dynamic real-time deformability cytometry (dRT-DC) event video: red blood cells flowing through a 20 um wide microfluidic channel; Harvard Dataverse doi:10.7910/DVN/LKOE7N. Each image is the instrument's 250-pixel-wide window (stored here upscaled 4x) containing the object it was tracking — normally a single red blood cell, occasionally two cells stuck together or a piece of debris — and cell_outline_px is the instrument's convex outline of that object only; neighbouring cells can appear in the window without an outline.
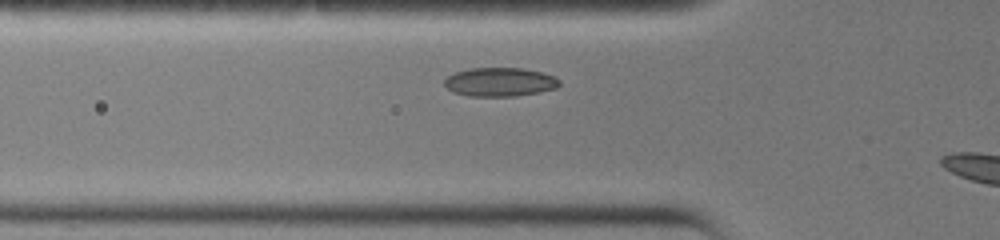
{"species": "common noctule bat (a hibernating species)", "species_latin": "Nyctalus noctula", "temperature_condition": "warm", "stored_images_in_passage": 16, "camera_frame_rate_fps": 3000, "um_per_image_px": 0.085, "animal": {"sex": "female", "body_mass_g": 19.0, "forearm_length_mm": 51.5}, "frame": {"image": 1, "passage_image": 2, "time_ms": 0.333, "image_size_px": [1000, 240], "cell_outline_px": [[560, 84], [556, 88], [540, 92], [516, 96], [468, 96], [452, 92], [444, 84], [444, 80], [452, 72], [468, 68], [524, 68], [544, 72], [556, 76], [560, 80]], "centroid_in_image_um": [42.5, 6.96], "position_along_channel_um": 83.3, "area_um2": 19.65}}
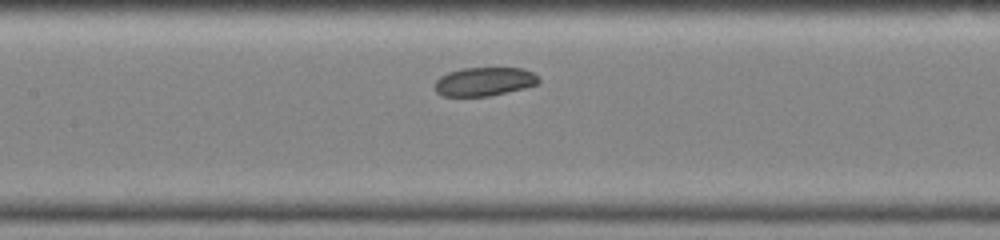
{"frame": {"image": 2, "passage_image": 7, "time_ms": 2.0, "image_size_px": [1000, 240], "cell_outline_px": [[540, 84], [524, 88], [488, 96], [444, 96], [436, 92], [432, 88], [432, 84], [440, 76], [448, 72], [460, 68], [524, 68], [536, 72], [540, 76]], "centroid_in_image_um": [41.18, 6.92], "position_along_channel_um": 166.2, "area_um2": 17.8}}
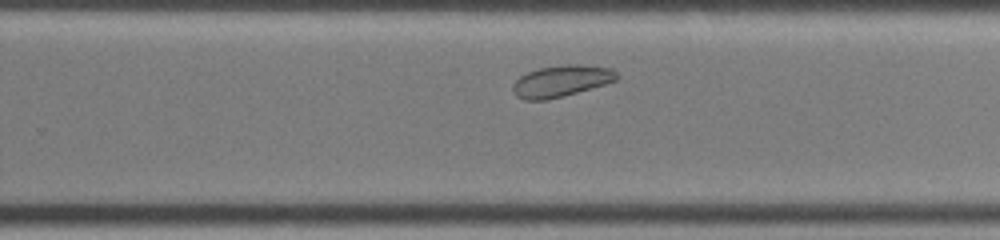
{"frame": {"image": 3, "passage_image": 14, "time_ms": 4.333, "image_size_px": [1000, 240], "cell_outline_px": [[620, 76], [616, 80], [604, 84], [564, 96], [548, 100], [524, 100], [516, 96], [512, 92], [512, 84], [520, 76], [528, 72], [540, 68], [568, 64], [580, 64], [612, 68]], "centroid_in_image_um": [47.69, 6.89], "position_along_channel_um": 282.1, "area_um2": 19.13}}